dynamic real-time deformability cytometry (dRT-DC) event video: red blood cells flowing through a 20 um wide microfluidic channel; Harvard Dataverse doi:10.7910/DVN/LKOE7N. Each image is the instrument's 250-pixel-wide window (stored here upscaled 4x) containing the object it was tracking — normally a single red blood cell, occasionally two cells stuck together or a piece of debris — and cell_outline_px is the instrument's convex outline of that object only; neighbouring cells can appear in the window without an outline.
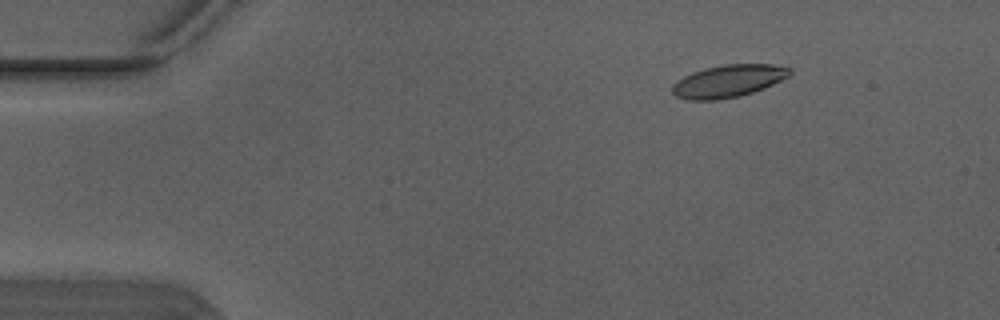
{"species": "Egyptian fruit bat (a non-hibernating species)", "species_latin": "Rousettus aegyptiacus", "temperature_condition": "warm", "stored_images_in_passage": 6, "camera_frame_rate_fps": 3000, "um_per_image_px": 0.085, "animal": {"sex": "male"}, "frame": {"image": 1, "passage_image": 3, "time_ms": 0.667, "image_size_px": [1000, 320], "cell_outline_px": [[792, 72], [788, 76], [764, 88], [740, 96], [716, 100], [688, 100], [676, 96], [672, 92], [672, 84], [676, 80], [692, 72], [704, 68], [724, 64], [772, 64], [792, 68]], "centroid_in_image_um": [61.88, 6.88], "position_along_channel_um": 23.1, "area_um2": 22.25}}
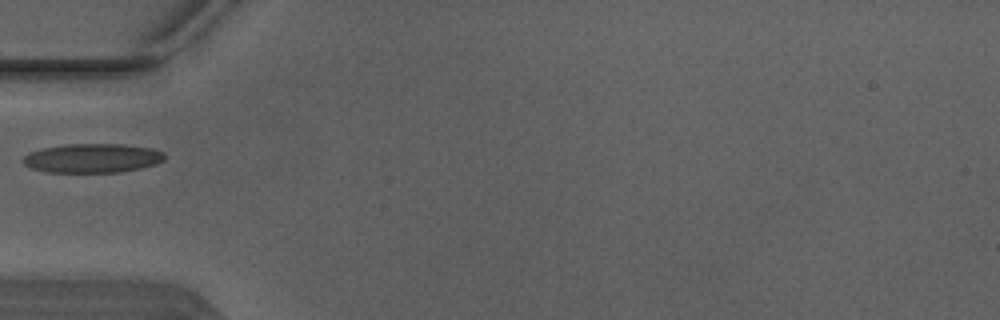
{"frame": {"image": 2, "passage_image": 6, "time_ms": 1.667, "image_size_px": [1000, 320], "cell_outline_px": [[164, 160], [156, 164], [140, 168], [120, 172], [48, 172], [32, 168], [24, 164], [20, 160], [28, 152], [44, 148], [68, 144], [120, 144], [152, 148], [164, 152]], "centroid_in_image_um": [7.85, 13.44], "position_along_channel_um": 77.2, "area_um2": 23.99}}